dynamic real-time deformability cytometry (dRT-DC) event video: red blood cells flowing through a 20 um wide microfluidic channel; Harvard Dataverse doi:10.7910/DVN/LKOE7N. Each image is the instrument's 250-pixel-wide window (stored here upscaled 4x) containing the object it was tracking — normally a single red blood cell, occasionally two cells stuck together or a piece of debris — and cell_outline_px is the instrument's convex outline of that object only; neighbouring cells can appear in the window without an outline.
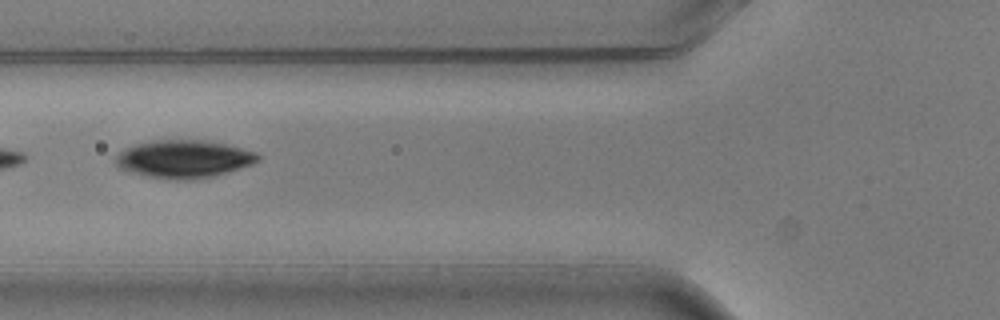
{"species": "common noctule bat (a hibernating species)", "species_latin": "Nyctalus noctula", "temperature_condition": "warm", "stored_images_in_passage": 13, "camera_frame_rate_fps": 3000, "um_per_image_px": 0.085, "animal": {"sex": "male", "body_mass_g": 20.5, "forearm_length_mm": 52.5}, "frame": {"image": 1, "passage_image": 5, "time_ms": 1.333, "image_size_px": [1000, 320], "cell_outline_px": [[260, 160], [252, 164], [228, 172], [212, 176], [192, 180], [172, 180], [148, 176], [128, 172], [120, 168], [116, 164], [116, 156], [120, 152], [136, 144], [152, 140], [204, 140], [224, 144], [256, 152], [260, 156]], "centroid_in_image_um": [15.62, 13.52], "position_along_channel_um": 110.2, "area_um2": 31.21}}
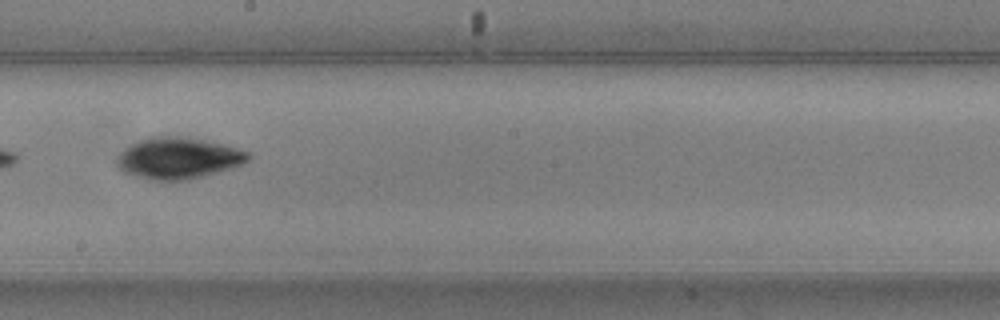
{"frame": {"image": 2, "passage_image": 8, "time_ms": 2.333, "image_size_px": [1000, 320], "cell_outline_px": [[252, 156], [244, 164], [232, 168], [204, 176], [188, 180], [152, 180], [136, 176], [124, 172], [116, 164], [116, 156], [124, 148], [148, 136], [188, 136], [224, 144], [248, 152]], "centroid_in_image_um": [15.16, 13.43], "position_along_channel_um": 233.0, "area_um2": 31.96}}
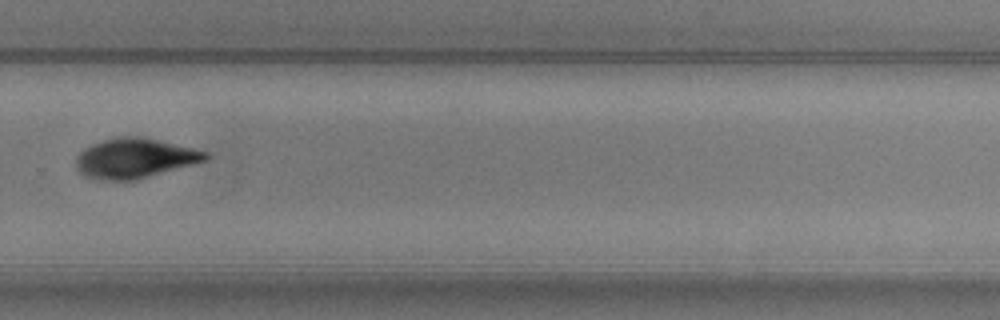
{"frame": {"image": 3, "passage_image": 10, "time_ms": 3.0, "image_size_px": [1000, 320], "cell_outline_px": [[208, 160], [136, 180], [92, 180], [84, 176], [76, 168], [76, 156], [84, 148], [92, 144], [104, 140], [124, 136], [140, 136], [192, 148], [208, 152]], "centroid_in_image_um": [11.42, 13.47], "position_along_channel_um": 318.4, "area_um2": 30.0}}